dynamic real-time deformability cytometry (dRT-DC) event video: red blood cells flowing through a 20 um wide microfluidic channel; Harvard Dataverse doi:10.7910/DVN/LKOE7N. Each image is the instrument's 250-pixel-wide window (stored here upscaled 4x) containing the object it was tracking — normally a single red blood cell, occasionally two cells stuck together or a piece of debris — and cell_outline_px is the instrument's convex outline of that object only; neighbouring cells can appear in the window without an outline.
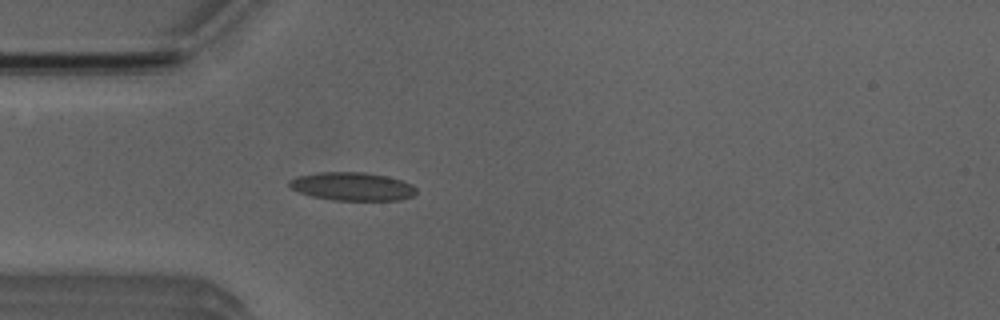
{"species": "Egyptian fruit bat (a non-hibernating species)", "species_latin": "Rousettus aegyptiacus", "temperature_condition": "room temperature", "stored_images_in_passage": 44, "camera_frame_rate_fps": 3000, "um_per_image_px": 0.085, "animal": {"sex": "male"}, "frame": {"image": 1, "passage_image": 14, "time_ms": 4.333, "image_size_px": [1000, 320], "cell_outline_px": [[416, 192], [412, 196], [400, 200], [332, 200], [312, 196], [300, 192], [292, 188], [288, 184], [288, 180], [296, 176], [320, 172], [364, 172], [388, 176], [412, 184], [416, 188]], "centroid_in_image_um": [29.94, 15.84], "position_along_channel_um": 55.1, "area_um2": 20.92}}
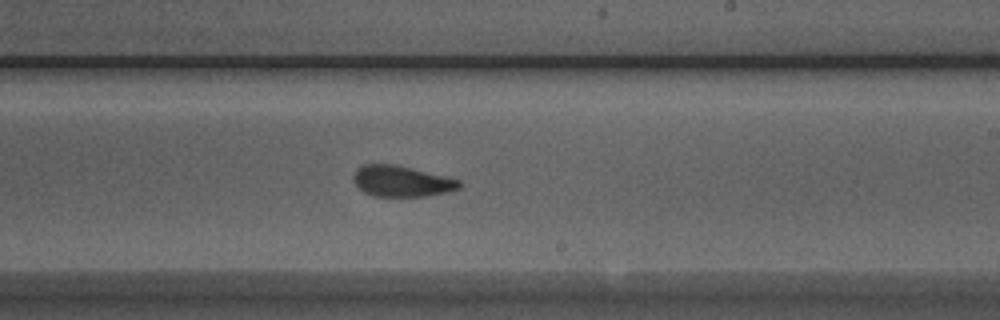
{"frame": {"image": 2, "passage_image": 30, "time_ms": 9.667, "image_size_px": [1000, 320], "cell_outline_px": [[460, 188], [444, 192], [424, 196], [372, 196], [364, 192], [356, 184], [352, 176], [364, 164], [392, 164], [444, 176], [460, 180]], "centroid_in_image_um": [34.11, 15.41], "position_along_channel_um": 254.9, "area_um2": 18.55}}
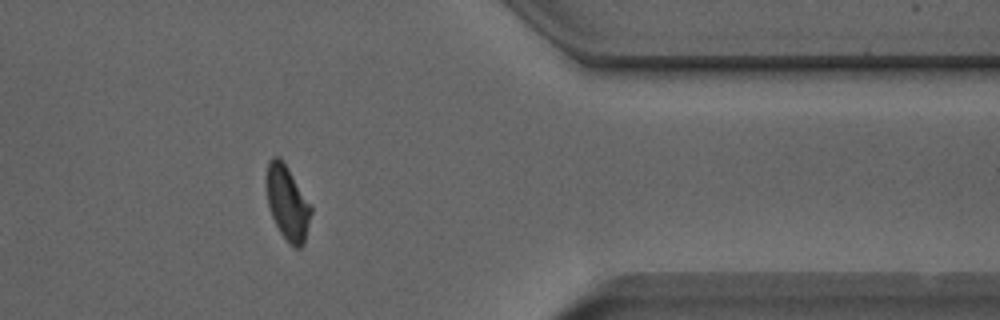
{"frame": {"image": 3, "passage_image": 42, "time_ms": 13.667, "image_size_px": [1000, 320], "cell_outline_px": [[312, 212], [304, 244], [300, 248], [296, 248], [280, 232], [272, 216], [268, 204], [268, 160], [272, 156], [280, 156], [312, 204]], "centroid_in_image_um": [24.48, 17.23], "position_along_channel_um": 386.9, "area_um2": 19.02}, "authors_computed_cell_mechanics": {"area_um2": 19.6231, "velocity_mm_per_s": 3.8273, "shape_relaxation_time_tau1_ms": 4.0318, "shape_relaxation_time_tau2_ms": 1.3016, "deformation_change_tau1": 0.1597, "deformation_change_tau2": 0.0867}}